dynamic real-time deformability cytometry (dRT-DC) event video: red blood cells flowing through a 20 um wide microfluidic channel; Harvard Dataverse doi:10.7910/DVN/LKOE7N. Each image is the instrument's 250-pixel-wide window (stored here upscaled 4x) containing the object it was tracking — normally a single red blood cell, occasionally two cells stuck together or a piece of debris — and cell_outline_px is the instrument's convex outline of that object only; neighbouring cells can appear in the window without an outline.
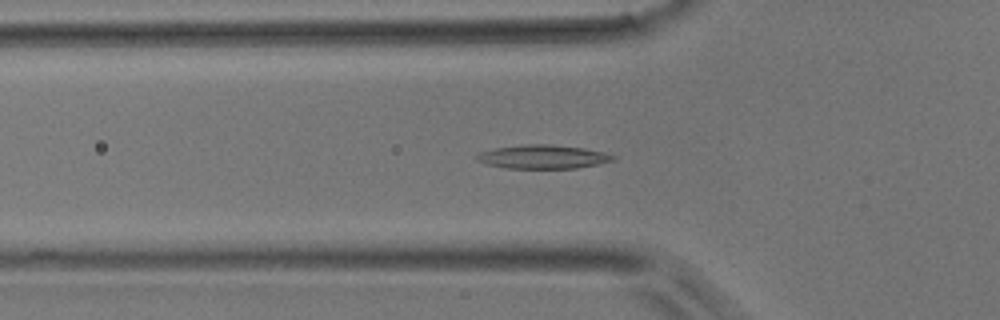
{"species": "common noctule bat (a hibernating species)", "species_latin": "Nyctalus noctula", "temperature_condition": "room temperature", "stored_images_in_passage": 44, "camera_frame_rate_fps": 3000, "um_per_image_px": 0.085, "animal": {"sex": "male", "body_mass_g": 17.9}, "frame": {"image": 1, "passage_image": 11, "time_ms": 3.333, "image_size_px": [1000, 320], "cell_outline_px": [[616, 160], [600, 164], [576, 168], [504, 168], [488, 164], [476, 160], [476, 156], [480, 152], [496, 148], [524, 144], [548, 144], [584, 148], [616, 156]], "centroid_in_image_um": [46.16, 13.33], "position_along_channel_um": 79.6, "area_um2": 18.73}}
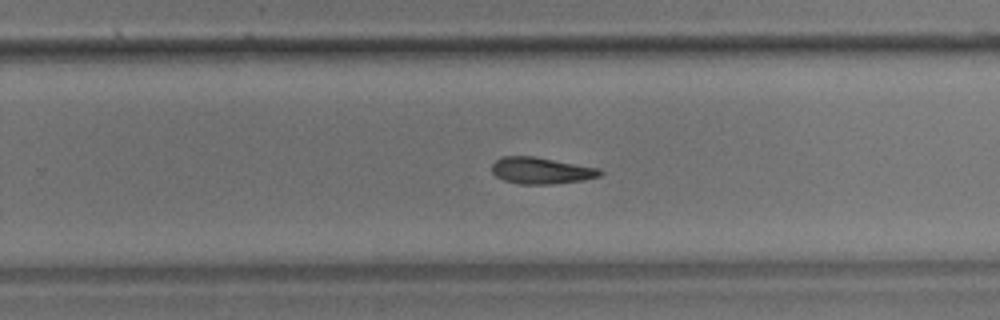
{"frame": {"image": 2, "passage_image": 26, "time_ms": 8.333, "image_size_px": [1000, 320], "cell_outline_px": [[604, 172], [600, 176], [584, 180], [552, 184], [520, 184], [504, 180], [496, 176], [492, 172], [492, 164], [500, 156], [532, 156], [600, 168]], "centroid_in_image_um": [46.01, 14.5], "position_along_channel_um": 283.8, "area_um2": 16.76}}
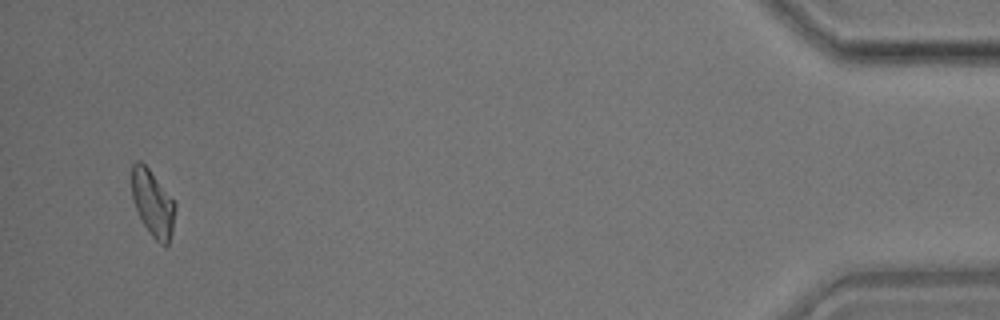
{"frame": {"image": 3, "passage_image": 42, "time_ms": 13.667, "image_size_px": [1000, 320], "cell_outline_px": [[176, 208], [172, 232], [168, 244], [164, 248], [148, 232], [136, 208], [132, 196], [132, 164], [136, 160], [140, 160], [148, 168], [176, 204]], "centroid_in_image_um": [12.99, 17.3], "position_along_channel_um": 422.2, "area_um2": 16.59}}